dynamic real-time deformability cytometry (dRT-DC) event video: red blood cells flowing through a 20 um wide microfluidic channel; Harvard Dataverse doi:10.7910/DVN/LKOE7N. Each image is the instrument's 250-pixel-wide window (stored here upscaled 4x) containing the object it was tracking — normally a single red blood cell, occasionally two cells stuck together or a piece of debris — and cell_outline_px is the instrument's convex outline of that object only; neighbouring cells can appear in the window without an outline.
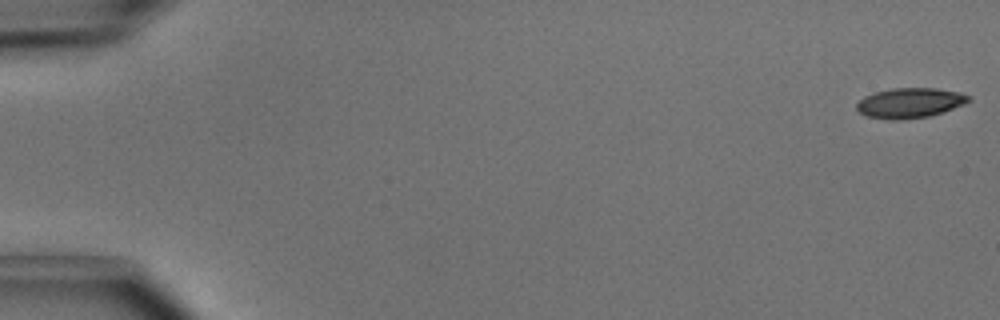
{"species": "common noctule bat (a hibernating species)", "species_latin": "Nyctalus noctula", "temperature_condition": "cold", "stored_images_in_passage": 48, "camera_frame_rate_fps": 3000, "um_per_image_px": 0.085, "animal": {"sex": "male", "body_mass_g": 15.6}, "frame": {"image": 1, "passage_image": 1, "time_ms": 0.0, "image_size_px": [1000, 320], "cell_outline_px": [[972, 100], [964, 104], [944, 112], [928, 116], [900, 120], [888, 120], [868, 116], [860, 112], [856, 108], [856, 104], [864, 96], [872, 92], [892, 88], [936, 88], [960, 92], [972, 96]], "centroid_in_image_um": [77.36, 8.74], "position_along_channel_um": 7.6, "area_um2": 19.83}}
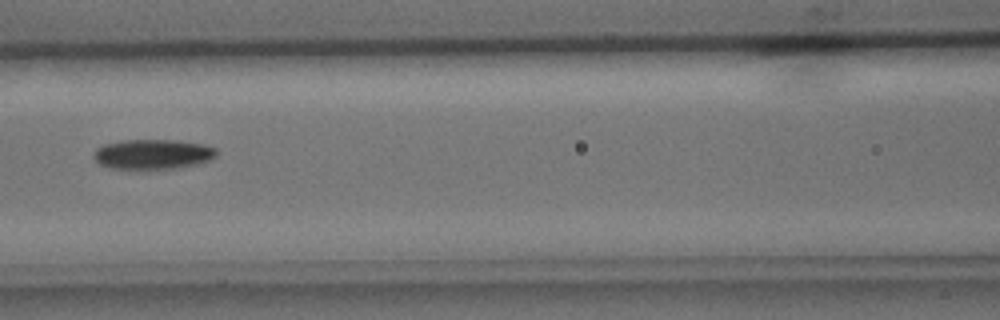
{"frame": {"image": 2, "passage_image": 23, "time_ms": 7.333, "image_size_px": [1000, 320], "cell_outline_px": [[216, 156], [212, 160], [180, 168], [108, 168], [100, 164], [92, 156], [96, 148], [104, 144], [120, 140], [176, 140], [204, 144], [216, 148]], "centroid_in_image_um": [13.0, 13.09], "position_along_channel_um": 153.6, "area_um2": 21.44}}
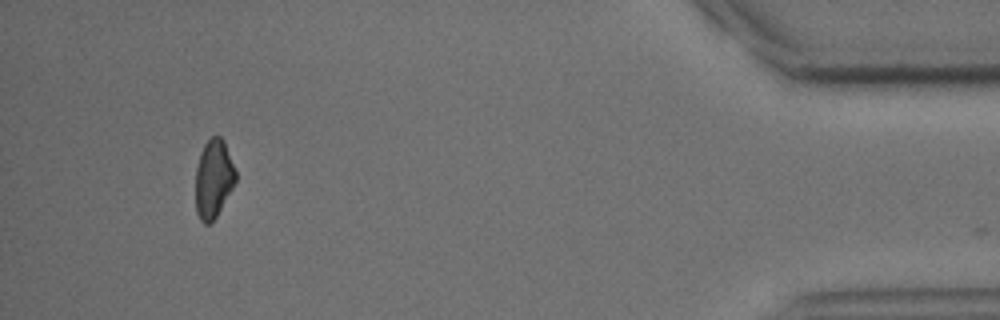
{"frame": {"image": 3, "passage_image": 47, "time_ms": 15.333, "image_size_px": [1000, 320], "cell_outline_px": [[236, 180], [232, 188], [216, 216], [208, 224], [204, 224], [200, 220], [196, 212], [196, 168], [200, 152], [204, 144], [212, 136], [220, 136], [224, 140], [236, 172]], "centroid_in_image_um": [18.14, 15.17], "position_along_channel_um": 417.1, "area_um2": 18.15}}